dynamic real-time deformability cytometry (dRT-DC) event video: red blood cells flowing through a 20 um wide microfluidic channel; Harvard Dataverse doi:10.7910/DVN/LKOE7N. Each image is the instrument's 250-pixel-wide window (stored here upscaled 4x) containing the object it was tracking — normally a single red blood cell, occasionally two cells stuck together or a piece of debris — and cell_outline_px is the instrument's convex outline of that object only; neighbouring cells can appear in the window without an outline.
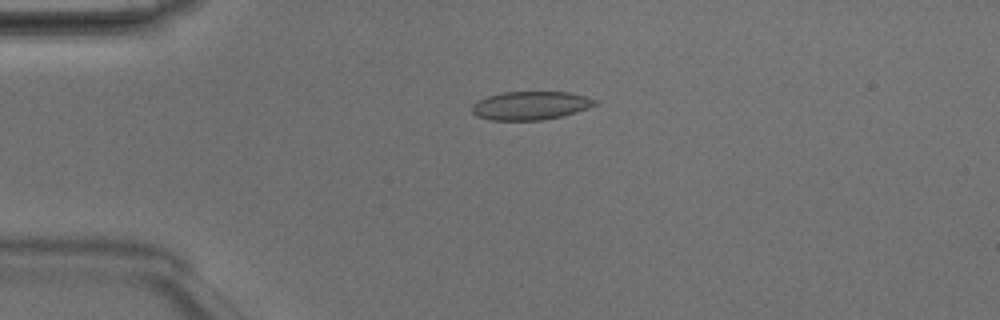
{"species": "Egyptian fruit bat (a non-hibernating species)", "species_latin": "Rousettus aegyptiacus", "temperature_condition": "room temperature", "stored_images_in_passage": 4, "camera_frame_rate_fps": 3000, "um_per_image_px": 0.085, "animal": {"sex": "male"}, "frame": {"image": 1, "passage_image": 3, "time_ms": 0.667, "image_size_px": [1000, 320], "cell_outline_px": [[596, 104], [588, 108], [576, 112], [544, 120], [488, 120], [476, 116], [472, 112], [472, 104], [488, 96], [504, 92], [568, 92], [584, 96], [596, 100]], "centroid_in_image_um": [45.06, 8.98], "position_along_channel_um": 39.9, "area_um2": 20.23}}